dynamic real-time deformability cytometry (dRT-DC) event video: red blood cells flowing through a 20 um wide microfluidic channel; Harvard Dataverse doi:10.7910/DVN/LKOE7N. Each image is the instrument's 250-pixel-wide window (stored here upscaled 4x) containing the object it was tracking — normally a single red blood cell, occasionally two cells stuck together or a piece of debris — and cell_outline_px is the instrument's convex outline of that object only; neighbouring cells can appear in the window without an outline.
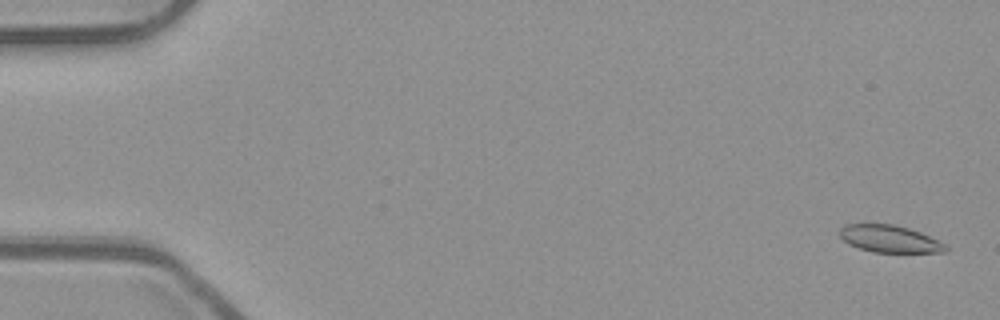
{"species": "common noctule bat (a hibernating species)", "species_latin": "Nyctalus noctula", "temperature_condition": "room temperature", "stored_images_in_passage": 54, "camera_frame_rate_fps": 3000, "um_per_image_px": 0.085, "animal": {"sex": "male", "body_mass_g": 23.1, "forearm_length_mm": 52.7}, "frame": {"image": 1, "passage_image": 2, "time_ms": 0.333, "image_size_px": [1000, 320], "cell_outline_px": [[948, 248], [944, 252], [872, 252], [848, 244], [840, 236], [840, 228], [844, 224], [864, 220], [892, 224], [908, 228], [920, 232], [948, 244]], "centroid_in_image_um": [75.56, 20.25], "position_along_channel_um": 9.4, "area_um2": 17.46}}
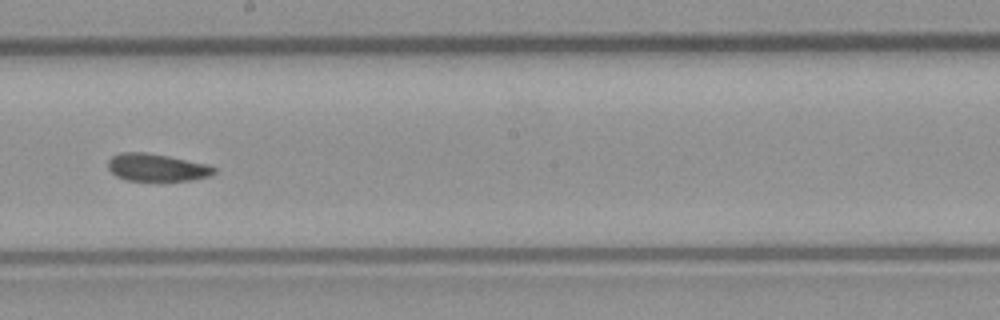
{"frame": {"image": 2, "passage_image": 31, "time_ms": 10.0, "image_size_px": [1000, 320], "cell_outline_px": [[216, 172], [212, 176], [192, 180], [128, 180], [116, 176], [108, 168], [108, 160], [112, 156], [120, 152], [144, 152], [168, 156], [208, 164], [216, 168]], "centroid_in_image_um": [13.35, 14.23], "position_along_channel_um": 234.9, "area_um2": 16.99}}
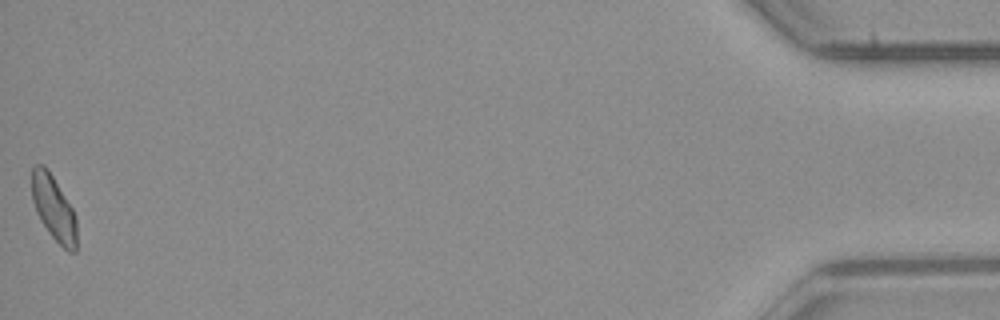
{"frame": {"image": 3, "passage_image": 54, "time_ms": 17.667, "image_size_px": [1000, 320], "cell_outline_px": [[76, 252], [68, 252], [48, 232], [40, 220], [36, 212], [32, 200], [32, 168], [36, 164], [44, 164], [48, 168], [72, 208], [76, 216]], "centroid_in_image_um": [4.55, 17.68], "position_along_channel_um": 430.6, "area_um2": 16.99}, "authors_computed_cell_mechanics": {"area_um2": 17.5134, "velocity_mm_per_s": 3.8812, "shape_relaxation_time_tau1_ms": 8.5395, "shape_relaxation_time_tau2_ms": 7.4388, "deformation_change_tau1": 0.1482, "deformation_change_tau2": 0.1347}}